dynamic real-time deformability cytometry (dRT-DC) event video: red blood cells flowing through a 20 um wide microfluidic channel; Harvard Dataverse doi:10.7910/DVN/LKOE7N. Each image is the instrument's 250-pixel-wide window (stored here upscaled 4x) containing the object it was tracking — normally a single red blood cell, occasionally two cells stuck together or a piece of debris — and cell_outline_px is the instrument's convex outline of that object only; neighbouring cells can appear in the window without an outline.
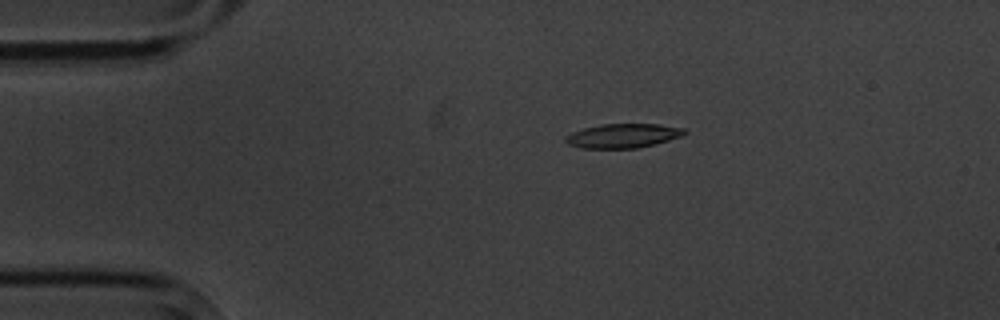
{"species": "common noctule bat (a hibernating species)", "species_latin": "Nyctalus noctula", "temperature_condition": "cold", "stored_images_in_passage": 8, "camera_frame_rate_fps": 3000, "um_per_image_px": 0.085, "animal": {"sex": "male", "body_mass_g": 20.1, "forearm_length_mm": 53.5}, "frame": {"image": 1, "passage_image": 2, "time_ms": 1.333, "image_size_px": [1000, 320], "cell_outline_px": [[688, 132], [684, 136], [636, 148], [580, 148], [568, 144], [564, 140], [564, 136], [572, 132], [584, 128], [600, 124], [660, 124], [684, 128]], "centroid_in_image_um": [52.95, 11.53], "position_along_channel_um": 32.1, "area_um2": 16.82}}
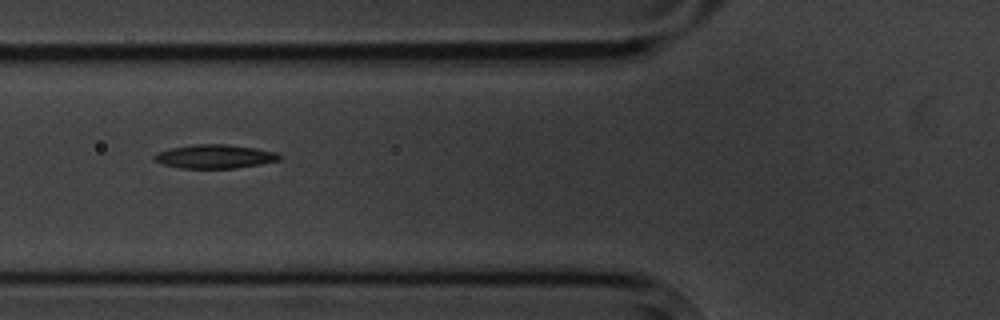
{"frame": {"image": 2, "passage_image": 5, "time_ms": 4.667, "image_size_px": [1000, 320], "cell_outline_px": [[280, 160], [260, 164], [236, 168], [180, 168], [164, 164], [152, 160], [152, 156], [156, 152], [172, 148], [192, 144], [228, 144], [256, 148], [276, 152], [280, 156]], "centroid_in_image_um": [18.22, 13.29], "position_along_channel_um": 107.6, "area_um2": 17.4}}
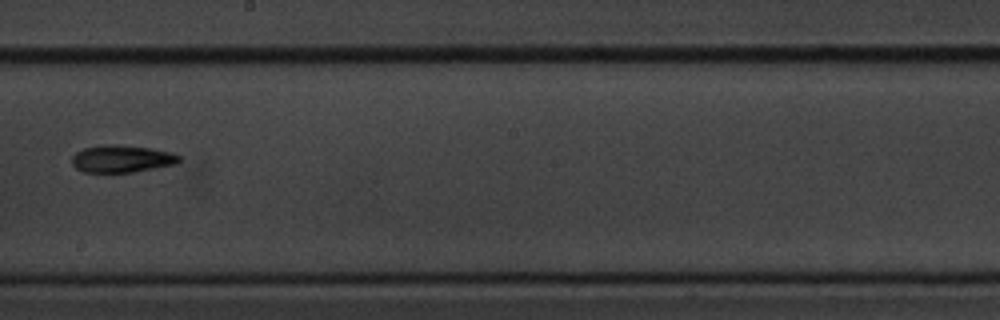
{"frame": {"image": 3, "passage_image": 8, "time_ms": 8.333, "image_size_px": [1000, 320], "cell_outline_px": [[180, 160], [176, 164], [156, 168], [132, 172], [84, 172], [76, 168], [72, 164], [72, 156], [76, 152], [84, 148], [104, 144], [116, 144], [152, 148], [172, 152], [180, 156]], "centroid_in_image_um": [10.36, 13.49], "position_along_channel_um": 237.8, "area_um2": 17.17}}